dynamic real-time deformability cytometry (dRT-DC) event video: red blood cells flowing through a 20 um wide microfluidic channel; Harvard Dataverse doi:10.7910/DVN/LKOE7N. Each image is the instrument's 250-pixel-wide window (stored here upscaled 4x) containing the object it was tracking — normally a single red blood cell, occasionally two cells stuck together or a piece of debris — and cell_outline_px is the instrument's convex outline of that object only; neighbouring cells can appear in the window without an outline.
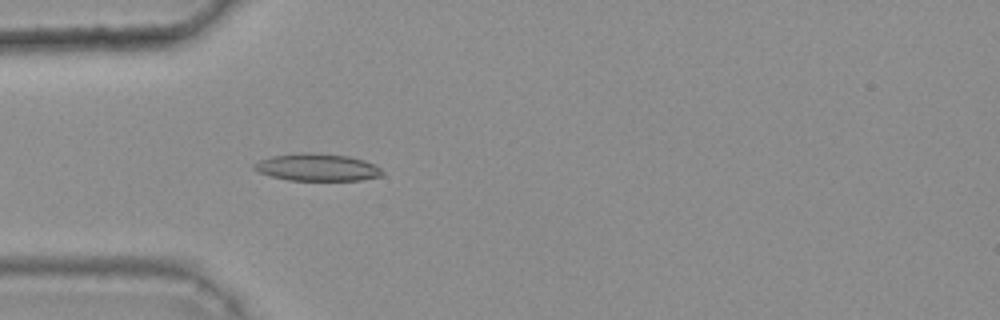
{"species": "common noctule bat (a hibernating species)", "species_latin": "Nyctalus noctula", "temperature_condition": "warm", "stored_images_in_passage": 45, "camera_frame_rate_fps": 3000, "um_per_image_px": 0.085, "animal": {"sex": "female", "body_mass_g": 25.1}, "frame": {"image": 1, "passage_image": 15, "time_ms": 4.667, "image_size_px": [1000, 320], "cell_outline_px": [[384, 176], [360, 180], [288, 180], [272, 176], [260, 172], [252, 168], [252, 164], [260, 160], [272, 156], [304, 152], [308, 152], [348, 156], [364, 160], [376, 164], [384, 172]], "centroid_in_image_um": [27.0, 14.22], "position_along_channel_um": 58.0, "area_um2": 20.4}}
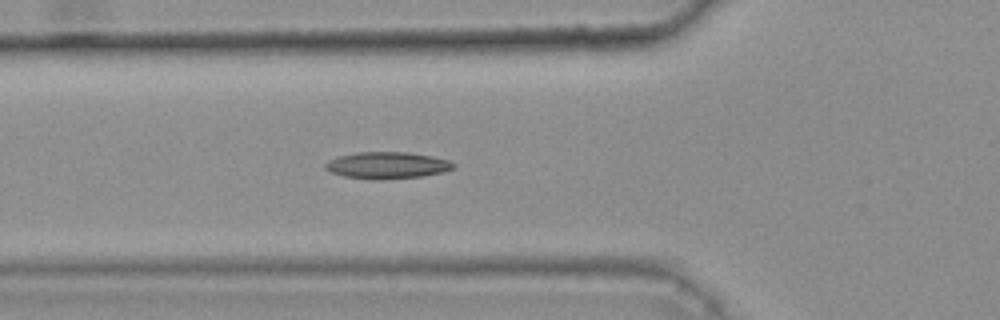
{"frame": {"image": 2, "passage_image": 18, "time_ms": 5.667, "image_size_px": [1000, 320], "cell_outline_px": [[456, 164], [452, 168], [440, 172], [420, 176], [376, 180], [344, 176], [332, 172], [324, 168], [324, 164], [328, 160], [340, 156], [356, 152], [408, 152], [432, 156], [448, 160]], "centroid_in_image_um": [32.87, 14.04], "position_along_channel_um": 92.9, "area_um2": 19.71}}
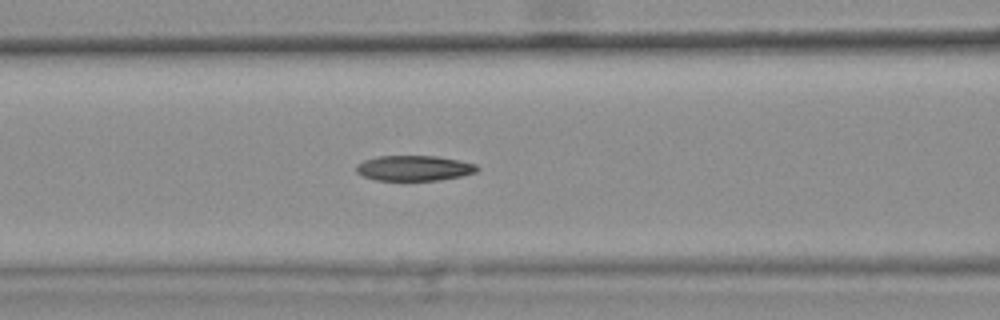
{"frame": {"image": 3, "passage_image": 21, "time_ms": 6.667, "image_size_px": [1000, 320], "cell_outline_px": [[480, 168], [476, 172], [460, 176], [440, 180], [376, 180], [364, 176], [356, 172], [356, 164], [364, 160], [376, 156], [436, 156], [476, 164]], "centroid_in_image_um": [35.18, 14.29], "position_along_channel_um": 131.4, "area_um2": 17.74}, "authors_computed_cell_mechanics": {"area_um2": 18.7272, "velocity_mm_per_s": 3.8159, "shape_relaxation_time_tau1_ms": null, "shape_relaxation_time_tau2_ms": 8.1805, "deformation_change_tau1": null, "deformation_change_tau2": 0.1708}}